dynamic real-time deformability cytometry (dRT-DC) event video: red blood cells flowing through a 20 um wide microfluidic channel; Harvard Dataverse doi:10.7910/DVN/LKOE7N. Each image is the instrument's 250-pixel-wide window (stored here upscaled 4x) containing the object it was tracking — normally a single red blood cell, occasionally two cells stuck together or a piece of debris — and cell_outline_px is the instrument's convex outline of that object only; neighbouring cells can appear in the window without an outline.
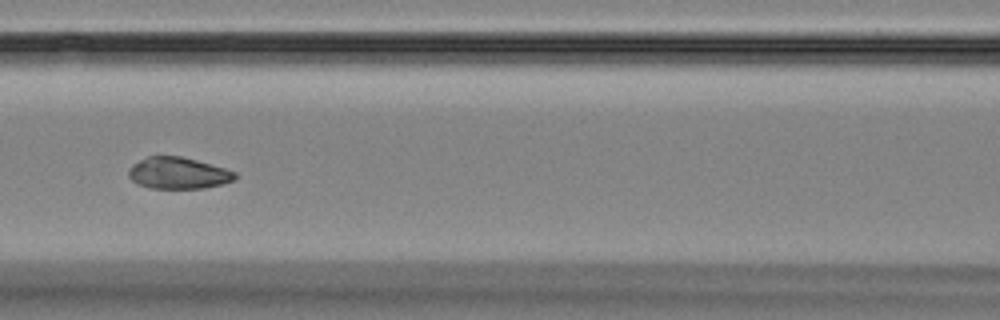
{"species": "Egyptian fruit bat (a non-hibernating species)", "species_latin": "Rousettus aegyptiacus", "temperature_condition": "room temperature", "stored_images_in_passage": 7, "camera_frame_rate_fps": 3000, "um_per_image_px": 0.085, "animal": {"sex": "female"}, "frame": {"image": 1, "passage_image": 7, "time_ms": 7.0, "image_size_px": [1000, 320], "cell_outline_px": [[236, 180], [204, 188], [152, 188], [136, 184], [128, 176], [128, 168], [132, 164], [148, 156], [180, 156], [196, 160], [224, 168], [236, 172]], "centroid_in_image_um": [15.12, 14.71], "position_along_channel_um": 151.5, "area_um2": 19.54}}